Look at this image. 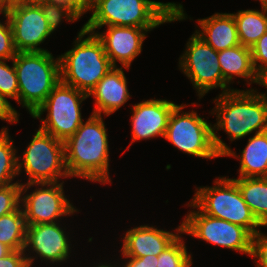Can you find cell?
<instances>
[{
  "label": "cell",
  "mask_w": 267,
  "mask_h": 267,
  "mask_svg": "<svg viewBox=\"0 0 267 267\" xmlns=\"http://www.w3.org/2000/svg\"><path fill=\"white\" fill-rule=\"evenodd\" d=\"M257 89L240 90L219 94L213 101L217 123L213 124V142L217 153L224 155L231 149L217 135L216 131L224 130L230 141L245 138L251 133L267 131V99Z\"/></svg>",
  "instance_id": "1"
},
{
  "label": "cell",
  "mask_w": 267,
  "mask_h": 267,
  "mask_svg": "<svg viewBox=\"0 0 267 267\" xmlns=\"http://www.w3.org/2000/svg\"><path fill=\"white\" fill-rule=\"evenodd\" d=\"M102 117L91 114L64 142L65 166L70 177L101 184L112 183L109 175V141Z\"/></svg>",
  "instance_id": "2"
},
{
  "label": "cell",
  "mask_w": 267,
  "mask_h": 267,
  "mask_svg": "<svg viewBox=\"0 0 267 267\" xmlns=\"http://www.w3.org/2000/svg\"><path fill=\"white\" fill-rule=\"evenodd\" d=\"M183 5L151 0H95L90 19L83 25L89 32L103 26L156 28L163 23L187 18Z\"/></svg>",
  "instance_id": "3"
},
{
  "label": "cell",
  "mask_w": 267,
  "mask_h": 267,
  "mask_svg": "<svg viewBox=\"0 0 267 267\" xmlns=\"http://www.w3.org/2000/svg\"><path fill=\"white\" fill-rule=\"evenodd\" d=\"M73 43L72 49L59 56L60 81L89 95L113 66L95 33L82 27Z\"/></svg>",
  "instance_id": "4"
},
{
  "label": "cell",
  "mask_w": 267,
  "mask_h": 267,
  "mask_svg": "<svg viewBox=\"0 0 267 267\" xmlns=\"http://www.w3.org/2000/svg\"><path fill=\"white\" fill-rule=\"evenodd\" d=\"M50 51L17 52L13 58L18 80V103L32 116L60 82V60Z\"/></svg>",
  "instance_id": "5"
},
{
  "label": "cell",
  "mask_w": 267,
  "mask_h": 267,
  "mask_svg": "<svg viewBox=\"0 0 267 267\" xmlns=\"http://www.w3.org/2000/svg\"><path fill=\"white\" fill-rule=\"evenodd\" d=\"M191 202L202 213L229 221L245 228L252 236L261 227L232 178L218 177L214 186H200L195 189Z\"/></svg>",
  "instance_id": "6"
},
{
  "label": "cell",
  "mask_w": 267,
  "mask_h": 267,
  "mask_svg": "<svg viewBox=\"0 0 267 267\" xmlns=\"http://www.w3.org/2000/svg\"><path fill=\"white\" fill-rule=\"evenodd\" d=\"M88 95L60 81L47 96L44 103L32 115L41 120L40 130L65 142L83 122L81 103ZM46 118L42 119L43 112Z\"/></svg>",
  "instance_id": "7"
},
{
  "label": "cell",
  "mask_w": 267,
  "mask_h": 267,
  "mask_svg": "<svg viewBox=\"0 0 267 267\" xmlns=\"http://www.w3.org/2000/svg\"><path fill=\"white\" fill-rule=\"evenodd\" d=\"M22 156L18 155V174L24 170L29 179L21 184L54 183L70 177L65 166L64 142L40 129Z\"/></svg>",
  "instance_id": "8"
},
{
  "label": "cell",
  "mask_w": 267,
  "mask_h": 267,
  "mask_svg": "<svg viewBox=\"0 0 267 267\" xmlns=\"http://www.w3.org/2000/svg\"><path fill=\"white\" fill-rule=\"evenodd\" d=\"M187 105H177L168 121L164 139L178 150L194 157L213 159L221 157L214 146L213 126L197 112H183Z\"/></svg>",
  "instance_id": "9"
},
{
  "label": "cell",
  "mask_w": 267,
  "mask_h": 267,
  "mask_svg": "<svg viewBox=\"0 0 267 267\" xmlns=\"http://www.w3.org/2000/svg\"><path fill=\"white\" fill-rule=\"evenodd\" d=\"M179 69L191 81L199 99L203 98L211 89L220 87L222 93L235 90L223 78L218 51L195 33L188 39L186 49L179 58Z\"/></svg>",
  "instance_id": "10"
},
{
  "label": "cell",
  "mask_w": 267,
  "mask_h": 267,
  "mask_svg": "<svg viewBox=\"0 0 267 267\" xmlns=\"http://www.w3.org/2000/svg\"><path fill=\"white\" fill-rule=\"evenodd\" d=\"M186 205L193 210L182 220V233L251 256L252 235L245 228L196 211L191 201Z\"/></svg>",
  "instance_id": "11"
},
{
  "label": "cell",
  "mask_w": 267,
  "mask_h": 267,
  "mask_svg": "<svg viewBox=\"0 0 267 267\" xmlns=\"http://www.w3.org/2000/svg\"><path fill=\"white\" fill-rule=\"evenodd\" d=\"M63 183L64 181L22 184L20 206L27 225L55 223L59 218L78 212L65 196ZM34 185L40 188L37 187L28 194L27 190Z\"/></svg>",
  "instance_id": "12"
},
{
  "label": "cell",
  "mask_w": 267,
  "mask_h": 267,
  "mask_svg": "<svg viewBox=\"0 0 267 267\" xmlns=\"http://www.w3.org/2000/svg\"><path fill=\"white\" fill-rule=\"evenodd\" d=\"M8 15L17 52H44L40 48L51 30L37 3L14 2L2 8ZM39 46V47H38Z\"/></svg>",
  "instance_id": "13"
},
{
  "label": "cell",
  "mask_w": 267,
  "mask_h": 267,
  "mask_svg": "<svg viewBox=\"0 0 267 267\" xmlns=\"http://www.w3.org/2000/svg\"><path fill=\"white\" fill-rule=\"evenodd\" d=\"M67 232L57 222L27 225L24 252L31 250L26 255L29 266L32 267L38 257L41 262L60 263L69 258L71 243ZM33 250V251H32ZM37 257V258H36Z\"/></svg>",
  "instance_id": "14"
},
{
  "label": "cell",
  "mask_w": 267,
  "mask_h": 267,
  "mask_svg": "<svg viewBox=\"0 0 267 267\" xmlns=\"http://www.w3.org/2000/svg\"><path fill=\"white\" fill-rule=\"evenodd\" d=\"M153 29L107 26V30L94 33L101 40L112 66L117 67L116 63L120 62L121 67L129 70L133 60L142 52L147 32Z\"/></svg>",
  "instance_id": "15"
},
{
  "label": "cell",
  "mask_w": 267,
  "mask_h": 267,
  "mask_svg": "<svg viewBox=\"0 0 267 267\" xmlns=\"http://www.w3.org/2000/svg\"><path fill=\"white\" fill-rule=\"evenodd\" d=\"M177 106L173 101L165 99H149L134 104L131 108L132 141L163 137L166 132L169 117Z\"/></svg>",
  "instance_id": "16"
},
{
  "label": "cell",
  "mask_w": 267,
  "mask_h": 267,
  "mask_svg": "<svg viewBox=\"0 0 267 267\" xmlns=\"http://www.w3.org/2000/svg\"><path fill=\"white\" fill-rule=\"evenodd\" d=\"M175 230L177 233L157 229L149 224L134 227L127 230L120 251L123 256L130 257L158 256L183 234L182 223Z\"/></svg>",
  "instance_id": "17"
},
{
  "label": "cell",
  "mask_w": 267,
  "mask_h": 267,
  "mask_svg": "<svg viewBox=\"0 0 267 267\" xmlns=\"http://www.w3.org/2000/svg\"><path fill=\"white\" fill-rule=\"evenodd\" d=\"M127 83L123 67H112L88 95L95 101L92 114L109 116L121 108L131 97Z\"/></svg>",
  "instance_id": "18"
},
{
  "label": "cell",
  "mask_w": 267,
  "mask_h": 267,
  "mask_svg": "<svg viewBox=\"0 0 267 267\" xmlns=\"http://www.w3.org/2000/svg\"><path fill=\"white\" fill-rule=\"evenodd\" d=\"M197 21L200 28L194 33L214 50L221 51L240 45L232 13H215Z\"/></svg>",
  "instance_id": "19"
},
{
  "label": "cell",
  "mask_w": 267,
  "mask_h": 267,
  "mask_svg": "<svg viewBox=\"0 0 267 267\" xmlns=\"http://www.w3.org/2000/svg\"><path fill=\"white\" fill-rule=\"evenodd\" d=\"M218 59L223 78L229 83H234L233 77H241L250 86L259 84V75L254 69L251 49L238 45L218 51ZM233 81V82H232Z\"/></svg>",
  "instance_id": "20"
},
{
  "label": "cell",
  "mask_w": 267,
  "mask_h": 267,
  "mask_svg": "<svg viewBox=\"0 0 267 267\" xmlns=\"http://www.w3.org/2000/svg\"><path fill=\"white\" fill-rule=\"evenodd\" d=\"M225 156L240 159L239 177H267V131L248 138L239 156L232 149Z\"/></svg>",
  "instance_id": "21"
},
{
  "label": "cell",
  "mask_w": 267,
  "mask_h": 267,
  "mask_svg": "<svg viewBox=\"0 0 267 267\" xmlns=\"http://www.w3.org/2000/svg\"><path fill=\"white\" fill-rule=\"evenodd\" d=\"M261 225H267V177L232 178Z\"/></svg>",
  "instance_id": "22"
},
{
  "label": "cell",
  "mask_w": 267,
  "mask_h": 267,
  "mask_svg": "<svg viewBox=\"0 0 267 267\" xmlns=\"http://www.w3.org/2000/svg\"><path fill=\"white\" fill-rule=\"evenodd\" d=\"M261 8V11L247 9L232 13L241 45L251 48L267 32V3H261Z\"/></svg>",
  "instance_id": "23"
},
{
  "label": "cell",
  "mask_w": 267,
  "mask_h": 267,
  "mask_svg": "<svg viewBox=\"0 0 267 267\" xmlns=\"http://www.w3.org/2000/svg\"><path fill=\"white\" fill-rule=\"evenodd\" d=\"M26 220L20 206L16 211L0 217V242L12 250H24Z\"/></svg>",
  "instance_id": "24"
},
{
  "label": "cell",
  "mask_w": 267,
  "mask_h": 267,
  "mask_svg": "<svg viewBox=\"0 0 267 267\" xmlns=\"http://www.w3.org/2000/svg\"><path fill=\"white\" fill-rule=\"evenodd\" d=\"M8 128L0 131V187L14 184L12 181L18 174L17 150L13 144Z\"/></svg>",
  "instance_id": "25"
},
{
  "label": "cell",
  "mask_w": 267,
  "mask_h": 267,
  "mask_svg": "<svg viewBox=\"0 0 267 267\" xmlns=\"http://www.w3.org/2000/svg\"><path fill=\"white\" fill-rule=\"evenodd\" d=\"M179 236L158 255L157 267H191L192 254L188 253L184 240Z\"/></svg>",
  "instance_id": "26"
},
{
  "label": "cell",
  "mask_w": 267,
  "mask_h": 267,
  "mask_svg": "<svg viewBox=\"0 0 267 267\" xmlns=\"http://www.w3.org/2000/svg\"><path fill=\"white\" fill-rule=\"evenodd\" d=\"M9 60H0V94L6 98L14 99L18 103V80L14 67L13 59L10 67L6 62Z\"/></svg>",
  "instance_id": "27"
},
{
  "label": "cell",
  "mask_w": 267,
  "mask_h": 267,
  "mask_svg": "<svg viewBox=\"0 0 267 267\" xmlns=\"http://www.w3.org/2000/svg\"><path fill=\"white\" fill-rule=\"evenodd\" d=\"M21 186L19 181L0 187V217L16 211L21 203Z\"/></svg>",
  "instance_id": "28"
},
{
  "label": "cell",
  "mask_w": 267,
  "mask_h": 267,
  "mask_svg": "<svg viewBox=\"0 0 267 267\" xmlns=\"http://www.w3.org/2000/svg\"><path fill=\"white\" fill-rule=\"evenodd\" d=\"M0 14L6 18L5 23L0 22V60H12L16 54L14 39L8 15L0 8Z\"/></svg>",
  "instance_id": "29"
},
{
  "label": "cell",
  "mask_w": 267,
  "mask_h": 267,
  "mask_svg": "<svg viewBox=\"0 0 267 267\" xmlns=\"http://www.w3.org/2000/svg\"><path fill=\"white\" fill-rule=\"evenodd\" d=\"M37 4L40 6L44 18L46 19L47 24L51 32L53 33L57 27L62 24L61 22L65 18L68 22L77 21L69 12L63 10L53 4L48 3L46 0L39 1Z\"/></svg>",
  "instance_id": "30"
},
{
  "label": "cell",
  "mask_w": 267,
  "mask_h": 267,
  "mask_svg": "<svg viewBox=\"0 0 267 267\" xmlns=\"http://www.w3.org/2000/svg\"><path fill=\"white\" fill-rule=\"evenodd\" d=\"M253 66L260 76L267 70V32L251 46Z\"/></svg>",
  "instance_id": "31"
},
{
  "label": "cell",
  "mask_w": 267,
  "mask_h": 267,
  "mask_svg": "<svg viewBox=\"0 0 267 267\" xmlns=\"http://www.w3.org/2000/svg\"><path fill=\"white\" fill-rule=\"evenodd\" d=\"M251 257L257 258L256 267H267V235L261 230L252 236Z\"/></svg>",
  "instance_id": "32"
},
{
  "label": "cell",
  "mask_w": 267,
  "mask_h": 267,
  "mask_svg": "<svg viewBox=\"0 0 267 267\" xmlns=\"http://www.w3.org/2000/svg\"><path fill=\"white\" fill-rule=\"evenodd\" d=\"M26 254L23 250H13L0 259V267H30Z\"/></svg>",
  "instance_id": "33"
},
{
  "label": "cell",
  "mask_w": 267,
  "mask_h": 267,
  "mask_svg": "<svg viewBox=\"0 0 267 267\" xmlns=\"http://www.w3.org/2000/svg\"><path fill=\"white\" fill-rule=\"evenodd\" d=\"M19 113L12 107L7 98L0 94V119L15 124L19 121Z\"/></svg>",
  "instance_id": "34"
},
{
  "label": "cell",
  "mask_w": 267,
  "mask_h": 267,
  "mask_svg": "<svg viewBox=\"0 0 267 267\" xmlns=\"http://www.w3.org/2000/svg\"><path fill=\"white\" fill-rule=\"evenodd\" d=\"M125 257V262L122 267H157L158 256L147 255L144 257Z\"/></svg>",
  "instance_id": "35"
},
{
  "label": "cell",
  "mask_w": 267,
  "mask_h": 267,
  "mask_svg": "<svg viewBox=\"0 0 267 267\" xmlns=\"http://www.w3.org/2000/svg\"><path fill=\"white\" fill-rule=\"evenodd\" d=\"M63 10L69 12L76 20L80 19L84 14L72 3L71 0H46Z\"/></svg>",
  "instance_id": "36"
},
{
  "label": "cell",
  "mask_w": 267,
  "mask_h": 267,
  "mask_svg": "<svg viewBox=\"0 0 267 267\" xmlns=\"http://www.w3.org/2000/svg\"><path fill=\"white\" fill-rule=\"evenodd\" d=\"M72 3L83 13H87V11H92L95 0H71Z\"/></svg>",
  "instance_id": "37"
},
{
  "label": "cell",
  "mask_w": 267,
  "mask_h": 267,
  "mask_svg": "<svg viewBox=\"0 0 267 267\" xmlns=\"http://www.w3.org/2000/svg\"><path fill=\"white\" fill-rule=\"evenodd\" d=\"M13 250L0 242V259L10 254Z\"/></svg>",
  "instance_id": "38"
},
{
  "label": "cell",
  "mask_w": 267,
  "mask_h": 267,
  "mask_svg": "<svg viewBox=\"0 0 267 267\" xmlns=\"http://www.w3.org/2000/svg\"><path fill=\"white\" fill-rule=\"evenodd\" d=\"M259 85L267 88V70L259 76ZM262 95L267 99V95L265 93Z\"/></svg>",
  "instance_id": "39"
},
{
  "label": "cell",
  "mask_w": 267,
  "mask_h": 267,
  "mask_svg": "<svg viewBox=\"0 0 267 267\" xmlns=\"http://www.w3.org/2000/svg\"><path fill=\"white\" fill-rule=\"evenodd\" d=\"M14 2H24V3H26V0H0V8L2 9L6 5L14 3Z\"/></svg>",
  "instance_id": "40"
},
{
  "label": "cell",
  "mask_w": 267,
  "mask_h": 267,
  "mask_svg": "<svg viewBox=\"0 0 267 267\" xmlns=\"http://www.w3.org/2000/svg\"><path fill=\"white\" fill-rule=\"evenodd\" d=\"M100 264V265H99ZM98 266H94V267H116L117 265L115 266H112L110 263L108 264L107 262L105 263H99Z\"/></svg>",
  "instance_id": "41"
},
{
  "label": "cell",
  "mask_w": 267,
  "mask_h": 267,
  "mask_svg": "<svg viewBox=\"0 0 267 267\" xmlns=\"http://www.w3.org/2000/svg\"><path fill=\"white\" fill-rule=\"evenodd\" d=\"M39 1H43V0H26V3H37Z\"/></svg>",
  "instance_id": "42"
},
{
  "label": "cell",
  "mask_w": 267,
  "mask_h": 267,
  "mask_svg": "<svg viewBox=\"0 0 267 267\" xmlns=\"http://www.w3.org/2000/svg\"><path fill=\"white\" fill-rule=\"evenodd\" d=\"M259 3H267V0H259Z\"/></svg>",
  "instance_id": "43"
}]
</instances>
